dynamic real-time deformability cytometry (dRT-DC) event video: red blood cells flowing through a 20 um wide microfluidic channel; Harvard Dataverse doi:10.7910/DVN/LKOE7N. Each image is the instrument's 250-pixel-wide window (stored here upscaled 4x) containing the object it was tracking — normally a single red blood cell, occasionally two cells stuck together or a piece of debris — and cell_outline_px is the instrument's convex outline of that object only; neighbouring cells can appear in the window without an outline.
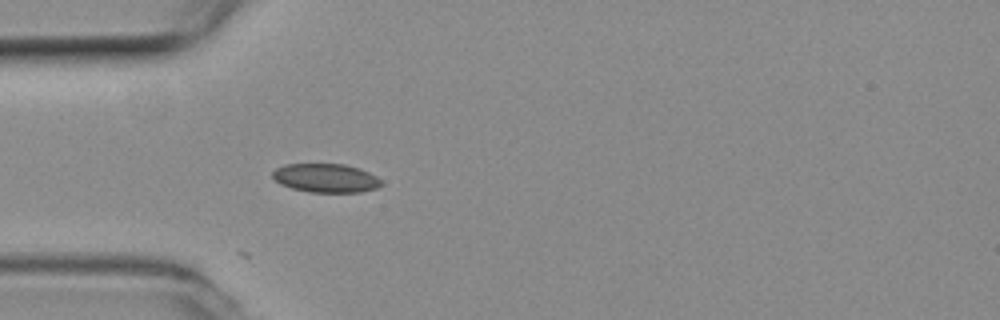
{"species": "common noctule bat (a hibernating species)", "species_latin": "Nyctalus noctula", "temperature_condition": "room temperature", "stored_images_in_passage": 6, "camera_frame_rate_fps": 3000, "um_per_image_px": 0.085, "animal": {"sex": "female", "body_mass_g": 19.3, "forearm_length_mm": 54.1}, "frame": {"image": 1, "passage_image": 6, "time_ms": 1.667, "image_size_px": [1000, 320], "cell_outline_px": [[384, 184], [376, 188], [360, 192], [308, 192], [292, 188], [280, 184], [272, 176], [272, 172], [276, 168], [284, 164], [344, 164], [360, 168], [376, 176]], "centroid_in_image_um": [27.69, 15.13], "position_along_channel_um": 57.3, "area_um2": 18.26}}